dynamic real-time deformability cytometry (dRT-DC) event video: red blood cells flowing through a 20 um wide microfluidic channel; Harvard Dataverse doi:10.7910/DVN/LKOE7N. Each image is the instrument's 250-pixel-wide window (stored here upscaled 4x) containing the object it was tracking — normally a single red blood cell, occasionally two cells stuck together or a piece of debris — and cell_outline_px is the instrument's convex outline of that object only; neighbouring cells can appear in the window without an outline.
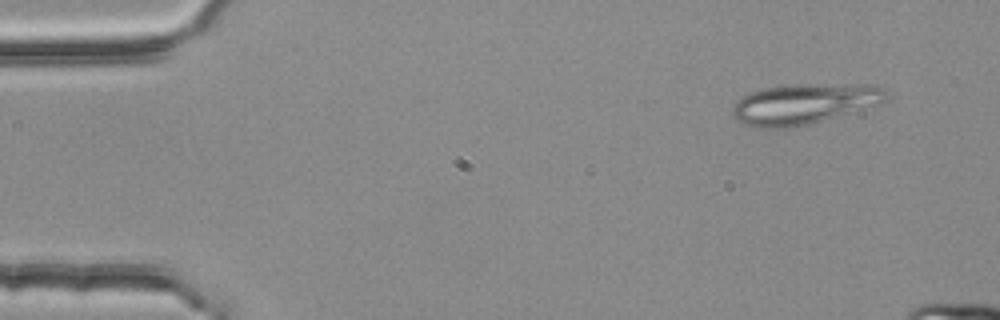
{"species": "common noctule bat (a hibernating species)", "species_latin": "Nyctalus noctula", "temperature_condition": "room temperature", "stored_images_in_passage": 4, "camera_frame_rate_fps": 3000, "um_per_image_px": 0.085, "animal": {"sex": "female", "body_mass_g": 25.1}, "frame": {"image": 1, "passage_image": 1, "time_ms": 0.0, "image_size_px": [1000, 320], "cell_outline_px": [[888, 96], [884, 104], [808, 124], [788, 128], [756, 128], [744, 124], [736, 120], [732, 112], [732, 108], [736, 100], [748, 92], [764, 88], [792, 84], [868, 84], [884, 88]], "centroid_in_image_um": [68.37, 8.82], "position_along_channel_um": 16.6, "area_um2": 36.76}}